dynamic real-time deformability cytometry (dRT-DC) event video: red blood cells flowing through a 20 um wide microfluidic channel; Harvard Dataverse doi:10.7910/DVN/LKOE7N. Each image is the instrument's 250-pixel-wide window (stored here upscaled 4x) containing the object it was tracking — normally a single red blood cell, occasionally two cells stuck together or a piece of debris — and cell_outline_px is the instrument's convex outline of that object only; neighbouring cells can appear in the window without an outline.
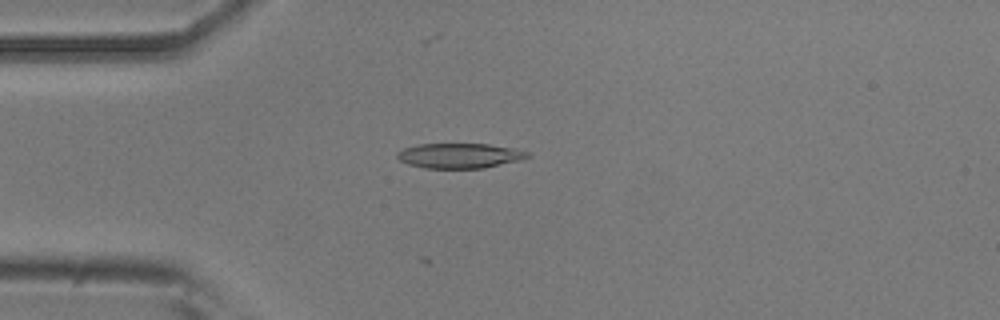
{"species": "common noctule bat (a hibernating species)", "species_latin": "Nyctalus noctula", "temperature_condition": "room temperature", "stored_images_in_passage": 36, "camera_frame_rate_fps": 3000, "um_per_image_px": 0.085, "animal": {"sex": "male", "body_mass_g": 20.5, "forearm_length_mm": 52.5}, "frame": {"image": 1, "passage_image": 13, "time_ms": 4.0, "image_size_px": [1000, 320], "cell_outline_px": [[532, 156], [520, 160], [484, 168], [424, 168], [408, 164], [400, 160], [396, 156], [396, 152], [404, 148], [420, 144], [488, 144], [512, 148], [528, 152]], "centroid_in_image_um": [39.06, 13.23], "position_along_channel_um": 45.9, "area_um2": 18.9}}
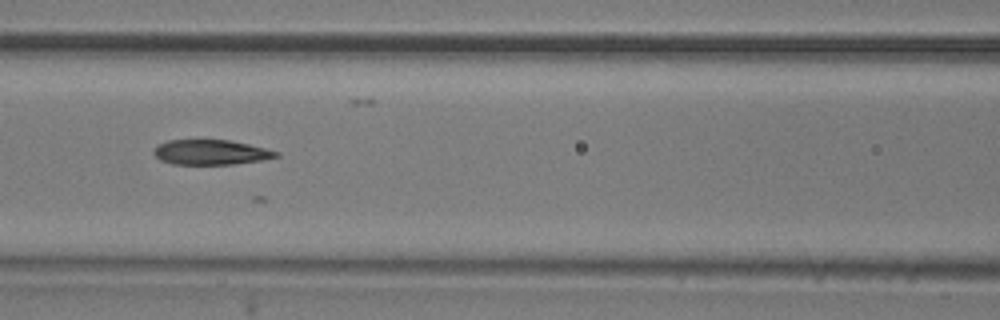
{"frame": {"image": 2, "passage_image": 22, "time_ms": 7.0, "image_size_px": [1000, 320], "cell_outline_px": [[280, 156], [260, 160], [232, 164], [172, 164], [160, 160], [152, 152], [160, 144], [168, 140], [228, 140], [248, 144], [280, 152]], "centroid_in_image_um": [17.92, 12.94], "position_along_channel_um": 148.7, "area_um2": 17.57}}
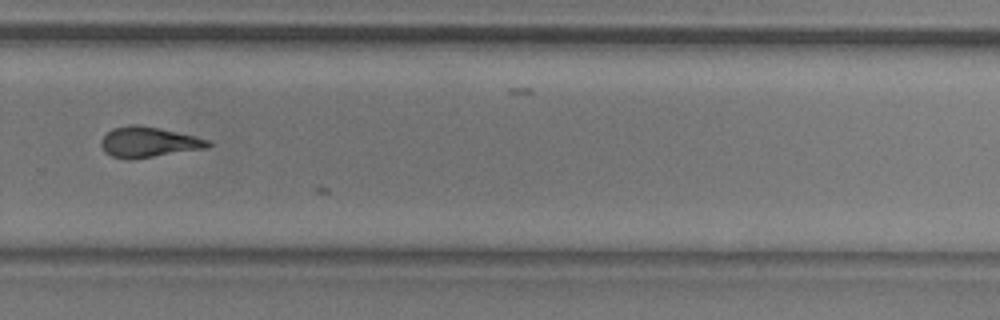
{"frame": {"image": 3, "passage_image": 35, "time_ms": 11.333, "image_size_px": [1000, 320], "cell_outline_px": [[212, 144], [208, 148], [132, 160], [128, 160], [112, 156], [104, 152], [100, 144], [100, 140], [112, 128], [132, 124], [136, 124], [160, 128], [212, 140]], "centroid_in_image_um": [12.64, 12.09], "position_along_channel_um": 317.2, "area_um2": 19.25}}